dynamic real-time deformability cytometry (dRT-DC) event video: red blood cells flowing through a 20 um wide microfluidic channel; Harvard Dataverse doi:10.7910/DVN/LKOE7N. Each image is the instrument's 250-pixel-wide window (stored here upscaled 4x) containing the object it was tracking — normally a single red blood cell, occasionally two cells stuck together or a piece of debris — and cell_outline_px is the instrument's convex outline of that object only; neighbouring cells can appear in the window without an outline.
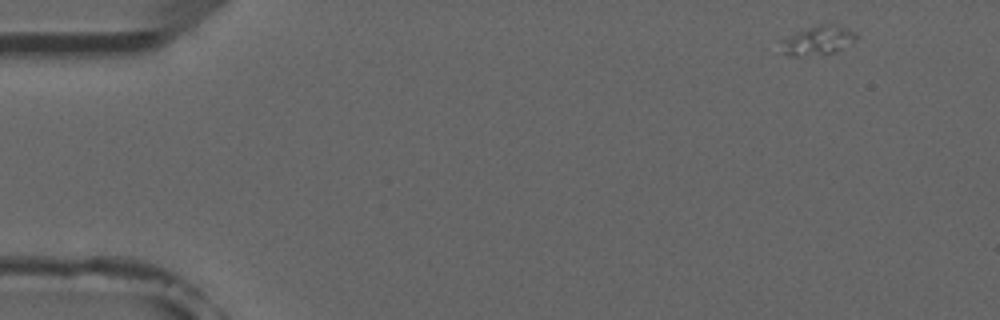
{"species": "common noctule bat (a hibernating species)", "species_latin": "Nyctalus noctula", "temperature_condition": "room temperature", "stored_images_in_passage": 6, "camera_frame_rate_fps": 3000, "um_per_image_px": 0.085, "animal": {"sex": "male", "forearm_length_mm": 52.5}, "frame": {"image": 1, "passage_image": 1, "time_ms": 0.0, "image_size_px": [1000, 320], "cell_outline_px": [[856, 40], [832, 52], [800, 56], [788, 56], [784, 52], [784, 40], [796, 32], [820, 24], [828, 24], [844, 28], [856, 32]], "centroid_in_image_um": [69.55, 3.43], "position_along_channel_um": 15.5, "area_um2": 11.91}}
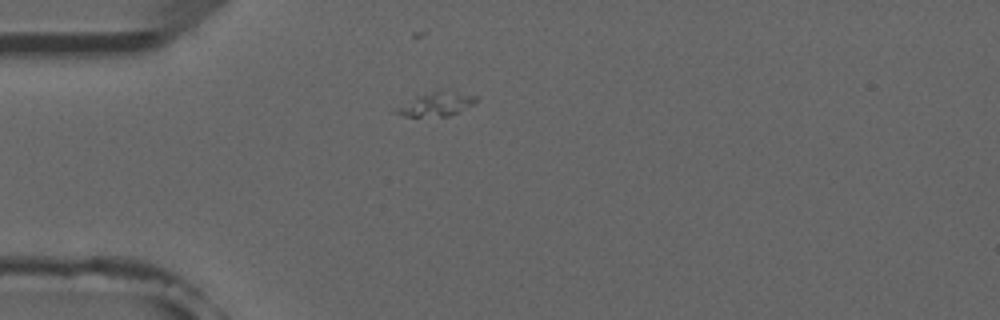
{"frame": {"image": 2, "passage_image": 4, "time_ms": 3.333, "image_size_px": [1000, 320], "cell_outline_px": [[476, 100], [472, 104], [448, 116], [404, 116], [392, 112], [420, 96], [436, 88], [476, 96]], "centroid_in_image_um": [37.12, 8.83], "position_along_channel_um": 47.9, "area_um2": 10.52}}